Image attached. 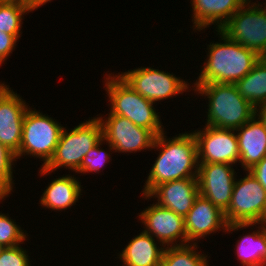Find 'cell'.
<instances>
[{"mask_svg": "<svg viewBox=\"0 0 266 266\" xmlns=\"http://www.w3.org/2000/svg\"><path fill=\"white\" fill-rule=\"evenodd\" d=\"M166 132L155 138L152 150L159 151V154L149 170L141 195H147L159 184L198 175L197 142L192 131L172 138H167Z\"/></svg>", "mask_w": 266, "mask_h": 266, "instance_id": "obj_1", "label": "cell"}, {"mask_svg": "<svg viewBox=\"0 0 266 266\" xmlns=\"http://www.w3.org/2000/svg\"><path fill=\"white\" fill-rule=\"evenodd\" d=\"M219 41L207 44L203 67L192 85L206 83L235 84L246 76L261 58L257 53L230 40L222 31L215 30Z\"/></svg>", "mask_w": 266, "mask_h": 266, "instance_id": "obj_2", "label": "cell"}, {"mask_svg": "<svg viewBox=\"0 0 266 266\" xmlns=\"http://www.w3.org/2000/svg\"><path fill=\"white\" fill-rule=\"evenodd\" d=\"M197 97H204L207 104L205 125L236 130L255 115V108L245 100L235 84L206 83L192 85Z\"/></svg>", "mask_w": 266, "mask_h": 266, "instance_id": "obj_3", "label": "cell"}, {"mask_svg": "<svg viewBox=\"0 0 266 266\" xmlns=\"http://www.w3.org/2000/svg\"><path fill=\"white\" fill-rule=\"evenodd\" d=\"M114 73H106L105 76L103 74V87L110 108L108 111L129 119L138 127L151 130L156 136L163 133L166 129L161 116L156 112L158 111L156 105L134 91L117 73Z\"/></svg>", "mask_w": 266, "mask_h": 266, "instance_id": "obj_4", "label": "cell"}, {"mask_svg": "<svg viewBox=\"0 0 266 266\" xmlns=\"http://www.w3.org/2000/svg\"><path fill=\"white\" fill-rule=\"evenodd\" d=\"M70 129L63 127L52 158L38 169V176L55 174L57 169L62 168L76 173L86 154L103 139L102 125L97 116L89 117Z\"/></svg>", "mask_w": 266, "mask_h": 266, "instance_id": "obj_5", "label": "cell"}, {"mask_svg": "<svg viewBox=\"0 0 266 266\" xmlns=\"http://www.w3.org/2000/svg\"><path fill=\"white\" fill-rule=\"evenodd\" d=\"M64 125L53 117L29 107L23 119V130L16 160L34 157L43 161L44 167L52 158Z\"/></svg>", "mask_w": 266, "mask_h": 266, "instance_id": "obj_6", "label": "cell"}, {"mask_svg": "<svg viewBox=\"0 0 266 266\" xmlns=\"http://www.w3.org/2000/svg\"><path fill=\"white\" fill-rule=\"evenodd\" d=\"M134 91H137L154 104L164 99L176 98L184 92L193 90L192 84L176 74L147 67H136L125 72L117 73ZM190 90V91H189ZM179 94V95H178Z\"/></svg>", "mask_w": 266, "mask_h": 266, "instance_id": "obj_7", "label": "cell"}, {"mask_svg": "<svg viewBox=\"0 0 266 266\" xmlns=\"http://www.w3.org/2000/svg\"><path fill=\"white\" fill-rule=\"evenodd\" d=\"M235 179L228 209L224 212L227 224L266 223V190L248 171Z\"/></svg>", "mask_w": 266, "mask_h": 266, "instance_id": "obj_8", "label": "cell"}, {"mask_svg": "<svg viewBox=\"0 0 266 266\" xmlns=\"http://www.w3.org/2000/svg\"><path fill=\"white\" fill-rule=\"evenodd\" d=\"M256 2L244 3L220 31L262 57L266 53V6Z\"/></svg>", "mask_w": 266, "mask_h": 266, "instance_id": "obj_9", "label": "cell"}, {"mask_svg": "<svg viewBox=\"0 0 266 266\" xmlns=\"http://www.w3.org/2000/svg\"><path fill=\"white\" fill-rule=\"evenodd\" d=\"M106 115L97 114V118L102 125L103 140L113 147L114 153L128 155L137 151H152L156 135L151 130L138 127L129 119L110 112Z\"/></svg>", "mask_w": 266, "mask_h": 266, "instance_id": "obj_10", "label": "cell"}, {"mask_svg": "<svg viewBox=\"0 0 266 266\" xmlns=\"http://www.w3.org/2000/svg\"><path fill=\"white\" fill-rule=\"evenodd\" d=\"M197 142L198 163H239V147L235 130L204 125L192 132Z\"/></svg>", "mask_w": 266, "mask_h": 266, "instance_id": "obj_11", "label": "cell"}, {"mask_svg": "<svg viewBox=\"0 0 266 266\" xmlns=\"http://www.w3.org/2000/svg\"><path fill=\"white\" fill-rule=\"evenodd\" d=\"M143 231L165 247L190 244L187 241L184 217L156 202L137 214Z\"/></svg>", "mask_w": 266, "mask_h": 266, "instance_id": "obj_12", "label": "cell"}, {"mask_svg": "<svg viewBox=\"0 0 266 266\" xmlns=\"http://www.w3.org/2000/svg\"><path fill=\"white\" fill-rule=\"evenodd\" d=\"M234 166L237 165L208 163L198 166L197 180L200 195L210 200L222 212L228 209L234 182L238 177Z\"/></svg>", "mask_w": 266, "mask_h": 266, "instance_id": "obj_13", "label": "cell"}, {"mask_svg": "<svg viewBox=\"0 0 266 266\" xmlns=\"http://www.w3.org/2000/svg\"><path fill=\"white\" fill-rule=\"evenodd\" d=\"M29 107L10 86L0 94V143L15 155L19 152L23 119Z\"/></svg>", "mask_w": 266, "mask_h": 266, "instance_id": "obj_14", "label": "cell"}, {"mask_svg": "<svg viewBox=\"0 0 266 266\" xmlns=\"http://www.w3.org/2000/svg\"><path fill=\"white\" fill-rule=\"evenodd\" d=\"M184 221L187 241L191 244H199L201 239L206 240L211 234L215 235L219 231L226 233L227 222L224 212L200 194L184 217Z\"/></svg>", "mask_w": 266, "mask_h": 266, "instance_id": "obj_15", "label": "cell"}, {"mask_svg": "<svg viewBox=\"0 0 266 266\" xmlns=\"http://www.w3.org/2000/svg\"><path fill=\"white\" fill-rule=\"evenodd\" d=\"M199 194L197 177H191L159 184L147 195L142 194V199L152 201L153 198L160 206L185 217Z\"/></svg>", "mask_w": 266, "mask_h": 266, "instance_id": "obj_16", "label": "cell"}, {"mask_svg": "<svg viewBox=\"0 0 266 266\" xmlns=\"http://www.w3.org/2000/svg\"><path fill=\"white\" fill-rule=\"evenodd\" d=\"M258 225V226H257ZM249 227V228H248ZM253 227V228H252ZM256 227V228H255ZM251 229V233L243 234L237 239L235 255L241 266H266V223L227 224L226 234L240 229Z\"/></svg>", "mask_w": 266, "mask_h": 266, "instance_id": "obj_17", "label": "cell"}, {"mask_svg": "<svg viewBox=\"0 0 266 266\" xmlns=\"http://www.w3.org/2000/svg\"><path fill=\"white\" fill-rule=\"evenodd\" d=\"M192 6L191 21L193 26L190 28L195 32L213 26L215 30L221 27L237 12L245 3L244 0H190Z\"/></svg>", "mask_w": 266, "mask_h": 266, "instance_id": "obj_18", "label": "cell"}, {"mask_svg": "<svg viewBox=\"0 0 266 266\" xmlns=\"http://www.w3.org/2000/svg\"><path fill=\"white\" fill-rule=\"evenodd\" d=\"M239 147V167L249 170L266 156V127L254 115L235 130Z\"/></svg>", "mask_w": 266, "mask_h": 266, "instance_id": "obj_19", "label": "cell"}, {"mask_svg": "<svg viewBox=\"0 0 266 266\" xmlns=\"http://www.w3.org/2000/svg\"><path fill=\"white\" fill-rule=\"evenodd\" d=\"M78 179V176L70 173L53 178L45 187L38 204L45 210L49 209L55 212L63 210L65 212V210L71 209L81 199L80 195H83V187Z\"/></svg>", "mask_w": 266, "mask_h": 266, "instance_id": "obj_20", "label": "cell"}, {"mask_svg": "<svg viewBox=\"0 0 266 266\" xmlns=\"http://www.w3.org/2000/svg\"><path fill=\"white\" fill-rule=\"evenodd\" d=\"M122 249L117 258L127 266H161L165 246L141 230Z\"/></svg>", "mask_w": 266, "mask_h": 266, "instance_id": "obj_21", "label": "cell"}, {"mask_svg": "<svg viewBox=\"0 0 266 266\" xmlns=\"http://www.w3.org/2000/svg\"><path fill=\"white\" fill-rule=\"evenodd\" d=\"M240 95L254 108L266 103V61L261 57L253 69L235 83Z\"/></svg>", "mask_w": 266, "mask_h": 266, "instance_id": "obj_22", "label": "cell"}, {"mask_svg": "<svg viewBox=\"0 0 266 266\" xmlns=\"http://www.w3.org/2000/svg\"><path fill=\"white\" fill-rule=\"evenodd\" d=\"M208 255L202 253L198 244L168 246L165 247L161 266H210L211 257Z\"/></svg>", "mask_w": 266, "mask_h": 266, "instance_id": "obj_23", "label": "cell"}, {"mask_svg": "<svg viewBox=\"0 0 266 266\" xmlns=\"http://www.w3.org/2000/svg\"><path fill=\"white\" fill-rule=\"evenodd\" d=\"M32 9L21 2L0 0V31L13 35L17 40L22 36L24 16Z\"/></svg>", "mask_w": 266, "mask_h": 266, "instance_id": "obj_24", "label": "cell"}, {"mask_svg": "<svg viewBox=\"0 0 266 266\" xmlns=\"http://www.w3.org/2000/svg\"><path fill=\"white\" fill-rule=\"evenodd\" d=\"M103 144H106V146H108L107 150L106 149L104 150L103 148L100 147V146H103ZM111 152L114 153L113 147L102 139L83 158L81 167L76 172V174L77 175L78 173L79 174L81 173V175L82 174L87 175L88 173L99 174L100 172L103 171V168L106 167V163L108 164L110 163V161H112Z\"/></svg>", "mask_w": 266, "mask_h": 266, "instance_id": "obj_25", "label": "cell"}, {"mask_svg": "<svg viewBox=\"0 0 266 266\" xmlns=\"http://www.w3.org/2000/svg\"><path fill=\"white\" fill-rule=\"evenodd\" d=\"M11 219L9 213L0 211V244L5 247H15L24 244L29 237L24 228Z\"/></svg>", "mask_w": 266, "mask_h": 266, "instance_id": "obj_26", "label": "cell"}, {"mask_svg": "<svg viewBox=\"0 0 266 266\" xmlns=\"http://www.w3.org/2000/svg\"><path fill=\"white\" fill-rule=\"evenodd\" d=\"M17 161L15 154L0 143V190L7 197L14 192L13 169Z\"/></svg>", "mask_w": 266, "mask_h": 266, "instance_id": "obj_27", "label": "cell"}, {"mask_svg": "<svg viewBox=\"0 0 266 266\" xmlns=\"http://www.w3.org/2000/svg\"><path fill=\"white\" fill-rule=\"evenodd\" d=\"M21 245L5 247L0 252V266H31V258Z\"/></svg>", "mask_w": 266, "mask_h": 266, "instance_id": "obj_28", "label": "cell"}, {"mask_svg": "<svg viewBox=\"0 0 266 266\" xmlns=\"http://www.w3.org/2000/svg\"><path fill=\"white\" fill-rule=\"evenodd\" d=\"M17 42L20 41L13 35L0 31V66L6 64L4 62L7 61L9 56L15 51L14 49H16Z\"/></svg>", "mask_w": 266, "mask_h": 266, "instance_id": "obj_29", "label": "cell"}, {"mask_svg": "<svg viewBox=\"0 0 266 266\" xmlns=\"http://www.w3.org/2000/svg\"><path fill=\"white\" fill-rule=\"evenodd\" d=\"M266 190V156L248 170Z\"/></svg>", "mask_w": 266, "mask_h": 266, "instance_id": "obj_30", "label": "cell"}, {"mask_svg": "<svg viewBox=\"0 0 266 266\" xmlns=\"http://www.w3.org/2000/svg\"><path fill=\"white\" fill-rule=\"evenodd\" d=\"M255 115L266 127V103L260 104L255 108Z\"/></svg>", "mask_w": 266, "mask_h": 266, "instance_id": "obj_31", "label": "cell"}, {"mask_svg": "<svg viewBox=\"0 0 266 266\" xmlns=\"http://www.w3.org/2000/svg\"><path fill=\"white\" fill-rule=\"evenodd\" d=\"M9 1H17L28 5L31 9H33L37 5V0H9Z\"/></svg>", "mask_w": 266, "mask_h": 266, "instance_id": "obj_32", "label": "cell"}, {"mask_svg": "<svg viewBox=\"0 0 266 266\" xmlns=\"http://www.w3.org/2000/svg\"><path fill=\"white\" fill-rule=\"evenodd\" d=\"M53 0H37V5L32 9V13L34 10H38V8L42 7L43 5L47 4L48 2H52Z\"/></svg>", "mask_w": 266, "mask_h": 266, "instance_id": "obj_33", "label": "cell"}, {"mask_svg": "<svg viewBox=\"0 0 266 266\" xmlns=\"http://www.w3.org/2000/svg\"><path fill=\"white\" fill-rule=\"evenodd\" d=\"M9 85L5 84V81H0V94L8 87Z\"/></svg>", "mask_w": 266, "mask_h": 266, "instance_id": "obj_34", "label": "cell"}, {"mask_svg": "<svg viewBox=\"0 0 266 266\" xmlns=\"http://www.w3.org/2000/svg\"><path fill=\"white\" fill-rule=\"evenodd\" d=\"M7 196L0 190V203L4 202L6 200Z\"/></svg>", "mask_w": 266, "mask_h": 266, "instance_id": "obj_35", "label": "cell"}, {"mask_svg": "<svg viewBox=\"0 0 266 266\" xmlns=\"http://www.w3.org/2000/svg\"><path fill=\"white\" fill-rule=\"evenodd\" d=\"M245 1V3H248V2H252L253 0H244ZM266 6V0H265V2L263 3V4H261V6Z\"/></svg>", "mask_w": 266, "mask_h": 266, "instance_id": "obj_36", "label": "cell"}, {"mask_svg": "<svg viewBox=\"0 0 266 266\" xmlns=\"http://www.w3.org/2000/svg\"><path fill=\"white\" fill-rule=\"evenodd\" d=\"M262 58L266 61V53L262 56Z\"/></svg>", "mask_w": 266, "mask_h": 266, "instance_id": "obj_37", "label": "cell"}, {"mask_svg": "<svg viewBox=\"0 0 266 266\" xmlns=\"http://www.w3.org/2000/svg\"><path fill=\"white\" fill-rule=\"evenodd\" d=\"M4 249V247L0 244V252Z\"/></svg>", "mask_w": 266, "mask_h": 266, "instance_id": "obj_38", "label": "cell"}]
</instances>
